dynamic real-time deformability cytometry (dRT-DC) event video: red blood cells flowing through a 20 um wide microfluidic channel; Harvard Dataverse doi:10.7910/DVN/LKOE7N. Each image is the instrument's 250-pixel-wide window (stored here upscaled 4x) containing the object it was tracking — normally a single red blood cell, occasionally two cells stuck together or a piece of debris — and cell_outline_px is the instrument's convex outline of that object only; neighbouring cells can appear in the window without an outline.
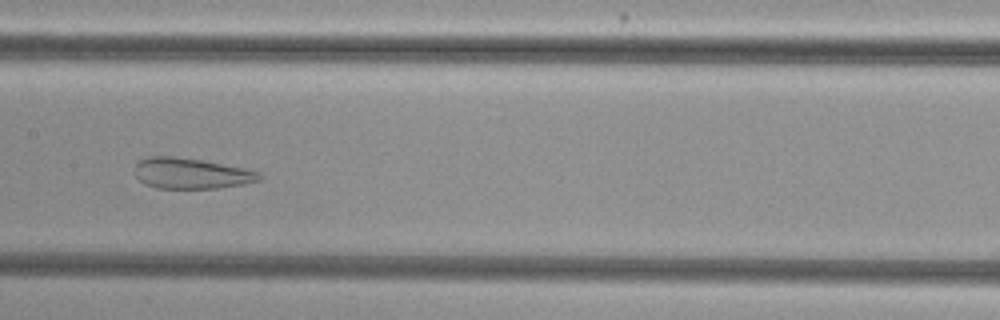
{"species": "common noctule bat (a hibernating species)", "species_latin": "Nyctalus noctula", "temperature_condition": "cold", "stored_images_in_passage": 52, "camera_frame_rate_fps": 3000, "um_per_image_px": 0.085, "animal": {"sex": "female", "body_mass_g": 29.2, "forearm_length_mm": 56.3}, "frame": {"image": 1, "passage_image": 25, "time_ms": 8.0, "image_size_px": [1000, 320], "cell_outline_px": [[264, 176], [260, 180], [244, 184], [216, 188], [156, 188], [144, 184], [136, 176], [136, 164], [140, 160], [148, 156], [172, 156], [200, 160], [244, 168], [260, 172]], "centroid_in_image_um": [16.26, 14.74], "position_along_channel_um": 191.1, "area_um2": 22.2}}
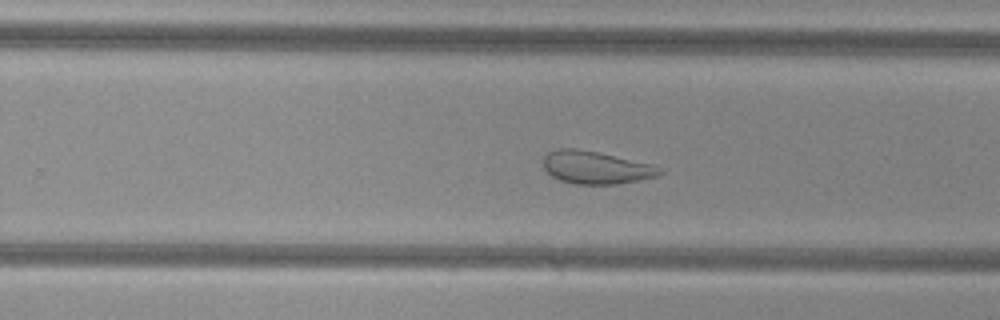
{"frame": {"image": 2, "passage_image": 32, "time_ms": 10.333, "image_size_px": [1000, 320], "cell_outline_px": [[664, 172], [656, 176], [616, 184], [576, 184], [560, 180], [552, 176], [544, 168], [544, 156], [548, 152], [556, 148], [576, 148], [596, 152], [652, 164]], "centroid_in_image_um": [50.6, 14.23], "position_along_channel_um": 279.2, "area_um2": 21.85}}
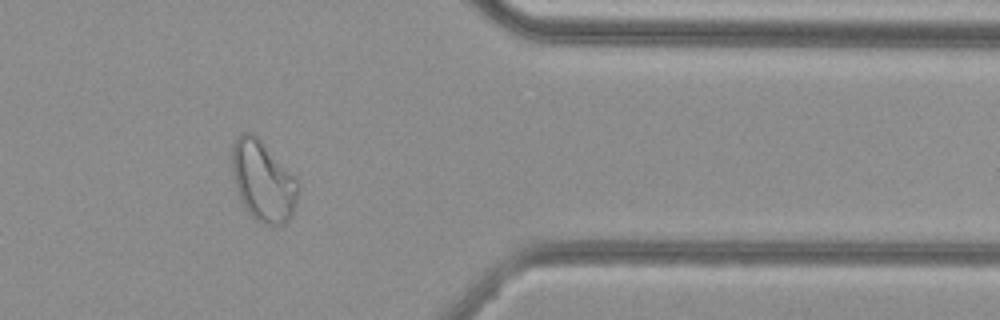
{"frame": {"image": 3, "passage_image": 42, "time_ms": 13.667, "image_size_px": [1000, 320], "cell_outline_px": [[300, 188], [292, 212], [288, 220], [284, 224], [264, 224], [256, 220], [244, 208], [240, 200], [236, 188], [232, 172], [232, 144], [236, 136], [240, 132], [252, 132], [296, 176], [300, 184]], "centroid_in_image_um": [22.35, 15.36], "position_along_channel_um": 389.1, "area_um2": 31.15}}